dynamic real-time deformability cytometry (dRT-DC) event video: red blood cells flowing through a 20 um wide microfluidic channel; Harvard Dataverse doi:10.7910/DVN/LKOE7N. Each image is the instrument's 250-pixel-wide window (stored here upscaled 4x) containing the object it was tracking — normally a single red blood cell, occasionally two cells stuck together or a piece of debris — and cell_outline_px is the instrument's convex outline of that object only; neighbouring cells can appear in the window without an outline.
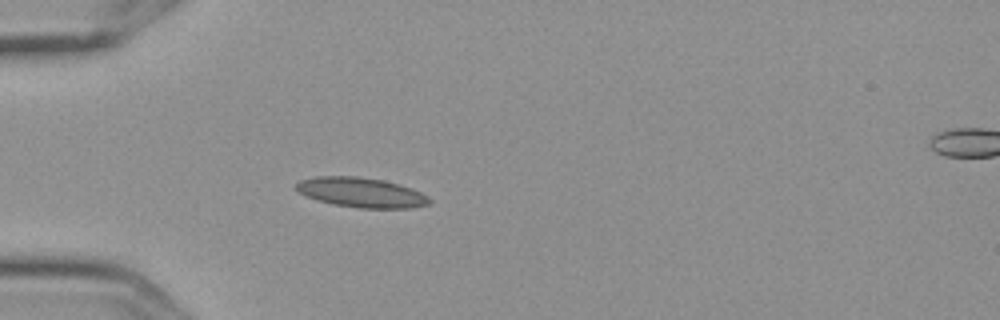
{"species": "Egyptian fruit bat (a non-hibernating species)", "species_latin": "Rousettus aegyptiacus", "temperature_condition": "cold", "stored_images_in_passage": 7, "segment_of_instrument_passage": [1, 2], "camera_frame_rate_fps": 3000, "um_per_image_px": 0.085, "frame": {"image": 1, "passage_image": 6, "time_ms": 1.667, "image_size_px": [1000, 320], "cell_outline_px": [[432, 200], [428, 204], [412, 208], [360, 208], [332, 204], [296, 192], [296, 184], [300, 180], [316, 176], [356, 176], [384, 180], [412, 188], [428, 196]], "centroid_in_image_um": [30.71, 16.35], "position_along_channel_um": 54.3, "area_um2": 23.12}}